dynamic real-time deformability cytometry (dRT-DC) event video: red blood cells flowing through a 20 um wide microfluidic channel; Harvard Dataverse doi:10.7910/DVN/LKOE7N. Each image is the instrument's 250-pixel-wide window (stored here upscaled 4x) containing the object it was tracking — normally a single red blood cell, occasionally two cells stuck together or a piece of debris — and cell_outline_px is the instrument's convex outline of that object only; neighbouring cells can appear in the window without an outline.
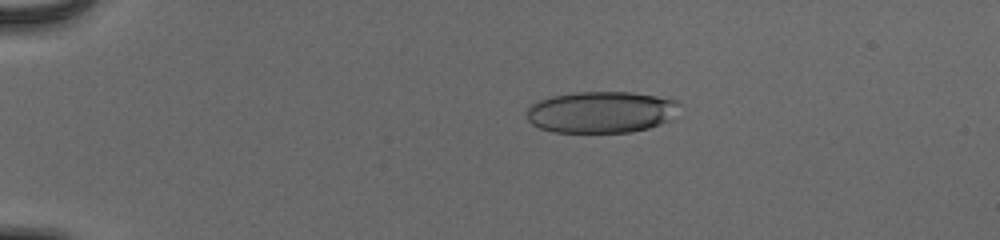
{"species": "human", "species_latin": "Homo sapiens", "temperature_condition": "cold", "stored_images_in_passage": 54, "camera_frame_rate_fps": 3000, "um_per_image_px": 0.085, "donor": {"sex": "male"}, "frame": {"image": 1, "passage_image": 12, "time_ms": 3.667, "image_size_px": [1000, 240], "cell_outline_px": [[680, 104], [668, 120], [660, 124], [648, 128], [632, 132], [552, 132], [540, 128], [532, 124], [528, 120], [528, 108], [532, 104], [540, 100], [552, 96], [576, 92], [632, 92], [656, 96], [676, 100]], "centroid_in_image_um": [51.08, 9.53], "position_along_channel_um": 33.9, "area_um2": 36.7}}
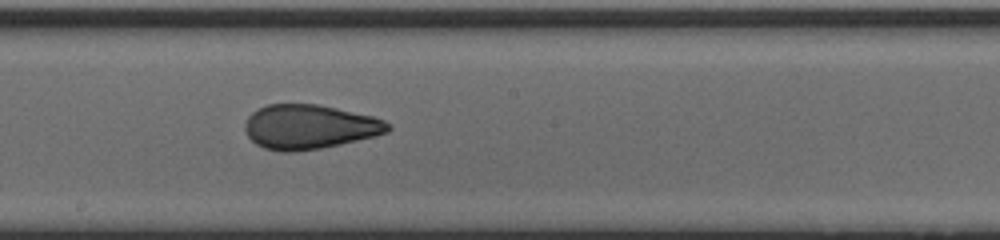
{"frame": {"image": 2, "passage_image": 32, "time_ms": 10.333, "image_size_px": [1000, 240], "cell_outline_px": [[392, 128], [388, 132], [376, 136], [340, 144], [320, 148], [296, 152], [280, 152], [264, 148], [256, 144], [248, 136], [244, 128], [244, 124], [248, 116], [252, 112], [268, 104], [316, 104], [336, 108], [372, 116], [384, 120], [392, 124]], "centroid_in_image_um": [26.3, 10.79], "position_along_channel_um": 221.9, "area_um2": 37.11}}
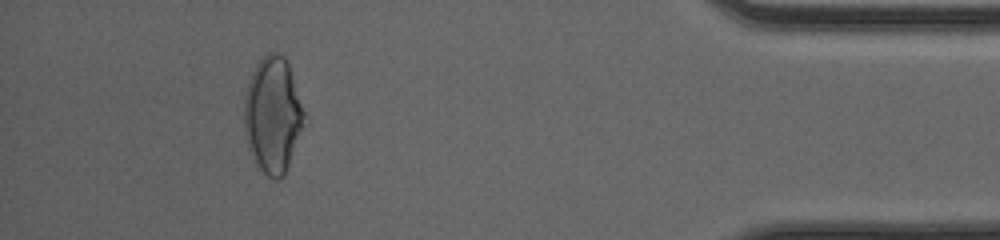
{"frame": {"image": 3, "passage_image": 50, "time_ms": 16.333, "image_size_px": [1000, 240], "cell_outline_px": [[304, 116], [284, 176], [280, 180], [276, 180], [268, 176], [260, 168], [248, 148], [244, 128], [244, 96], [252, 72], [256, 64], [268, 52], [276, 52], [284, 56], [288, 64], [304, 112]], "centroid_in_image_um": [23.14, 9.75], "position_along_channel_um": 412.1, "area_um2": 39.48}, "authors_computed_cell_mechanics": {"area_um2": 38.148, "velocity_mm_per_s": 3.9284, "shape_relaxation_time_tau1_ms": null, "shape_relaxation_time_tau2_ms": 1.0792, "deformation_change_tau1": null, "deformation_change_tau2": 0.0723}}